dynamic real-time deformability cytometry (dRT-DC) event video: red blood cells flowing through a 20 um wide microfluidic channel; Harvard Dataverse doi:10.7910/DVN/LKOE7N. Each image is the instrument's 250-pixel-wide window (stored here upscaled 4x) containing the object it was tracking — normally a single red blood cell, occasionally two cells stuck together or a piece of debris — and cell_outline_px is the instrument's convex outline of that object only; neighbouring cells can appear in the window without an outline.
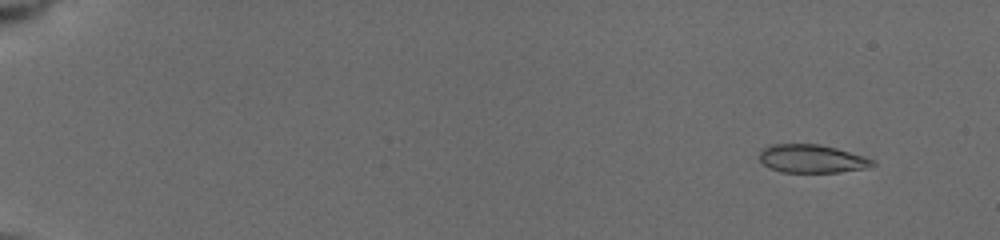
{"species": "common noctule bat (a hibernating species)", "species_latin": "Nyctalus noctula", "temperature_condition": "cold", "stored_images_in_passage": 76, "camera_frame_rate_fps": 3000, "um_per_image_px": 0.085, "animal": {"sex": "female", "body_mass_g": 19.5, "forearm_length_mm": 54.1}, "frame": {"image": 1, "passage_image": 7, "time_ms": 1.333, "image_size_px": [1000, 240], "cell_outline_px": [[876, 164], [868, 168], [840, 172], [780, 172], [764, 164], [760, 160], [760, 152], [764, 148], [772, 144], [816, 144], [836, 148], [864, 156], [876, 160]], "centroid_in_image_um": [69.06, 13.5], "position_along_channel_um": 15.9, "area_um2": 18.55}}
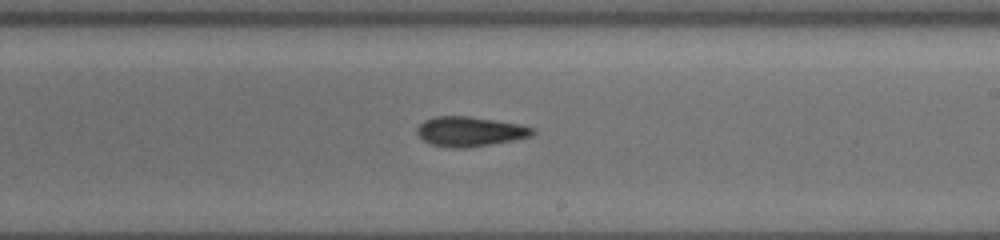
{"frame": {"image": 2, "passage_image": 45, "time_ms": 11.333, "image_size_px": [1000, 240], "cell_outline_px": [[536, 132], [532, 136], [512, 140], [468, 148], [452, 148], [432, 144], [424, 140], [416, 132], [416, 128], [424, 120], [436, 116], [468, 116], [520, 124], [536, 128]], "centroid_in_image_um": [39.96, 11.17], "position_along_channel_um": 249.0, "area_um2": 20.0}}
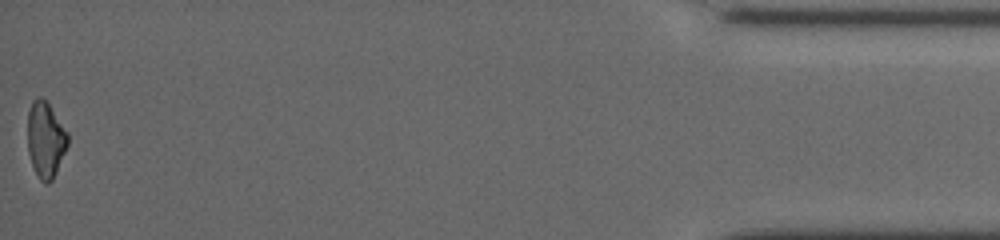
{"frame": {"image": 3, "passage_image": 75, "time_ms": 18.0, "image_size_px": [1000, 240], "cell_outline_px": [[68, 144], [52, 180], [48, 184], [44, 184], [40, 180], [32, 164], [28, 152], [28, 112], [32, 100], [36, 96], [40, 96], [48, 104], [68, 132]], "centroid_in_image_um": [3.86, 11.86], "position_along_channel_um": 431.3, "area_um2": 17.57}, "authors_computed_cell_mechanics": {"area_um2": 19.1318, "velocity_mm_per_s": 3.9134, "shape_relaxation_time_tau1_ms": 3.675, "shape_relaxation_time_tau2_ms": 3.4073, "deformation_change_tau1": 0.1356, "deformation_change_tau2": 0.1225}}